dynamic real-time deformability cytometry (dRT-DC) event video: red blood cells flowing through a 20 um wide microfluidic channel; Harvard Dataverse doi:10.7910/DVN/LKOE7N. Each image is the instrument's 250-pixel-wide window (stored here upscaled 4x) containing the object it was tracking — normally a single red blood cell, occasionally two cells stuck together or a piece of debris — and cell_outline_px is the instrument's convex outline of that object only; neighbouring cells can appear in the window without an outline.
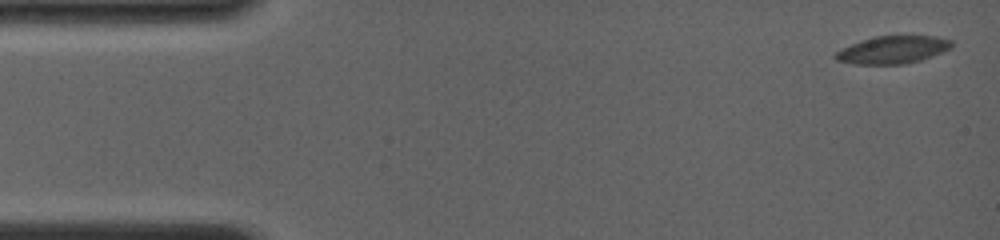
{"species": "common noctule bat (a hibernating species)", "species_latin": "Nyctalus noctula", "temperature_condition": "room temperature", "stored_images_in_passage": 17, "camera_frame_rate_fps": 4000, "um_per_image_px": 0.085, "animal": {"sex": "female", "body_mass_g": 19.0, "forearm_length_mm": 56.7}, "frame": {"image": 1, "passage_image": 1, "time_ms": 0.0, "image_size_px": [1000, 240], "cell_outline_px": [[952, 44], [948, 48], [940, 52], [920, 60], [904, 64], [852, 64], [836, 60], [832, 56], [836, 52], [852, 44], [876, 36], [936, 36], [952, 40]], "centroid_in_image_um": [75.85, 4.24], "position_along_channel_um": 9.2, "area_um2": 18.32}}
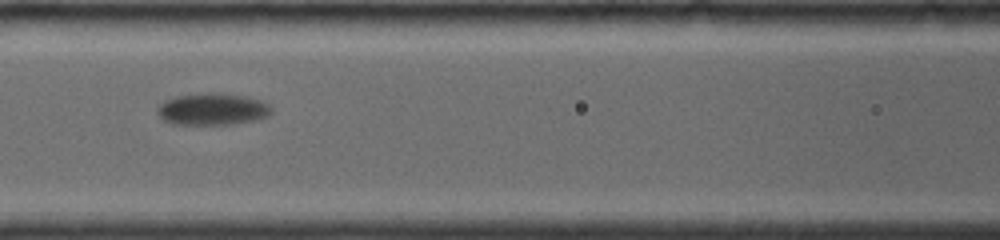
{"frame": {"image": 2, "passage_image": 15, "time_ms": 7.0, "image_size_px": [1000, 240], "cell_outline_px": [[272, 112], [268, 116], [256, 120], [232, 124], [172, 124], [164, 120], [156, 112], [156, 108], [164, 100], [176, 96], [212, 92], [220, 92], [244, 96], [260, 100], [268, 104], [272, 108]], "centroid_in_image_um": [18.05, 9.27], "position_along_channel_um": 148.5, "area_um2": 21.33}}
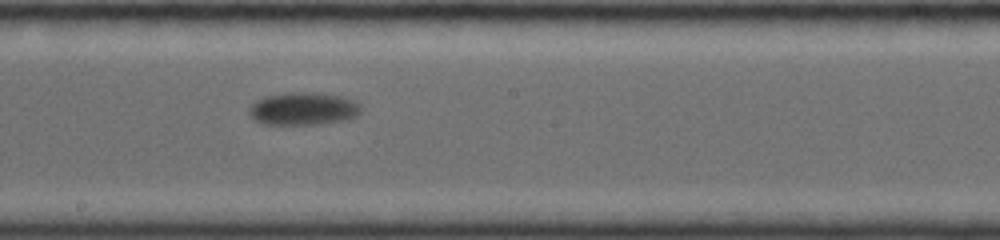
{"frame": {"image": 3, "passage_image": 17, "time_ms": 9.0, "image_size_px": [1000, 240], "cell_outline_px": [[360, 112], [356, 116], [344, 120], [320, 124], [264, 124], [256, 120], [248, 112], [248, 108], [256, 100], [268, 96], [292, 92], [312, 92], [340, 96], [356, 100], [360, 104]], "centroid_in_image_um": [25.8, 9.24], "position_along_channel_um": 222.4, "area_um2": 21.21}}